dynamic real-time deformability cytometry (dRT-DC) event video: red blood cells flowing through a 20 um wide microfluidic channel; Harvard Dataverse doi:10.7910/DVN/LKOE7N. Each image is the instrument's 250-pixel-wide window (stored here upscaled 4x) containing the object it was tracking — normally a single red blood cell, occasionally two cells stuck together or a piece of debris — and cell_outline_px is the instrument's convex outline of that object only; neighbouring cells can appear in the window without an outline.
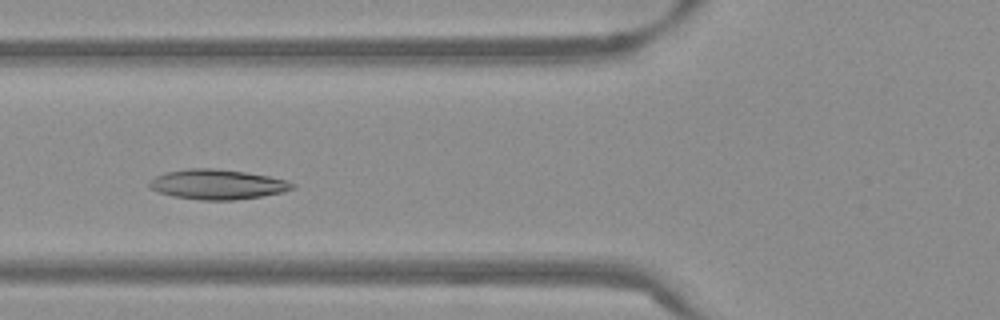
{"species": "Egyptian fruit bat (a non-hibernating species)", "species_latin": "Rousettus aegyptiacus", "temperature_condition": "warm", "stored_images_in_passage": 50, "camera_frame_rate_fps": 3000, "um_per_image_px": 0.085, "frame": {"image": 1, "passage_image": 17, "time_ms": 5.333, "image_size_px": [1000, 320], "cell_outline_px": [[296, 188], [284, 192], [236, 200], [200, 200], [172, 196], [160, 192], [152, 188], [148, 184], [156, 176], [164, 172], [188, 168], [216, 168], [244, 172], [268, 176], [288, 180], [296, 184]], "centroid_in_image_um": [18.52, 15.67], "position_along_channel_um": 107.3, "area_um2": 24.97}}
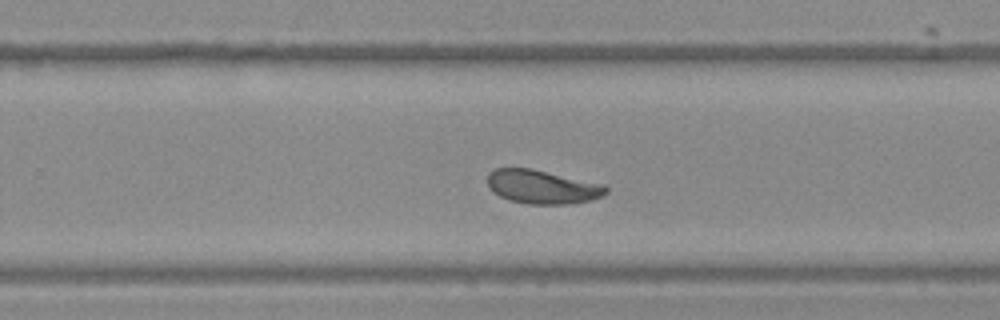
{"frame": {"image": 2, "passage_image": 31, "time_ms": 10.0, "image_size_px": [1000, 320], "cell_outline_px": [[608, 192], [604, 196], [588, 200], [568, 204], [528, 204], [508, 200], [492, 192], [488, 188], [488, 172], [496, 168], [532, 168], [604, 184], [608, 188]], "centroid_in_image_um": [46.08, 15.88], "position_along_channel_um": 283.7, "area_um2": 23.52}}
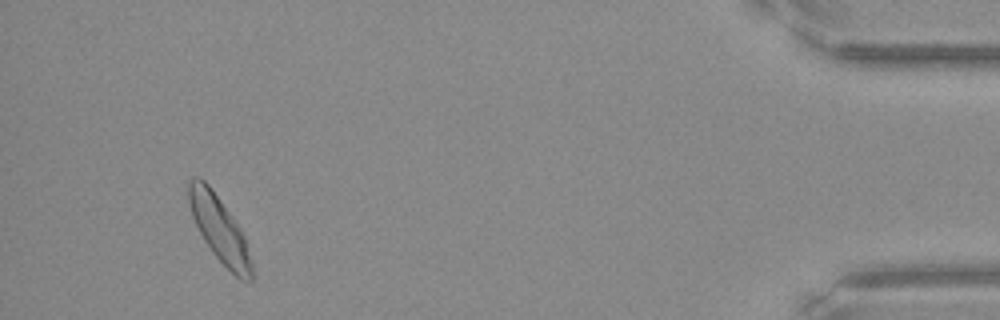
{"frame": {"image": 3, "passage_image": 47, "time_ms": 15.333, "image_size_px": [1000, 320], "cell_outline_px": [[252, 280], [240, 280], [212, 252], [204, 240], [192, 216], [188, 204], [188, 180], [192, 176], [200, 176], [208, 184], [232, 216], [240, 228], [244, 236], [252, 264]], "centroid_in_image_um": [18.62, 19.42], "position_along_channel_um": 416.6, "area_um2": 23.76}, "authors_computed_cell_mechanics": {"area_um2": 23.9581, "velocity_mm_per_s": 3.7871, "shape_relaxation_time_tau1_ms": 4.3053, "shape_relaxation_time_tau2_ms": 2.8509, "deformation_change_tau1": 0.1075, "deformation_change_tau2": 0.0812}}